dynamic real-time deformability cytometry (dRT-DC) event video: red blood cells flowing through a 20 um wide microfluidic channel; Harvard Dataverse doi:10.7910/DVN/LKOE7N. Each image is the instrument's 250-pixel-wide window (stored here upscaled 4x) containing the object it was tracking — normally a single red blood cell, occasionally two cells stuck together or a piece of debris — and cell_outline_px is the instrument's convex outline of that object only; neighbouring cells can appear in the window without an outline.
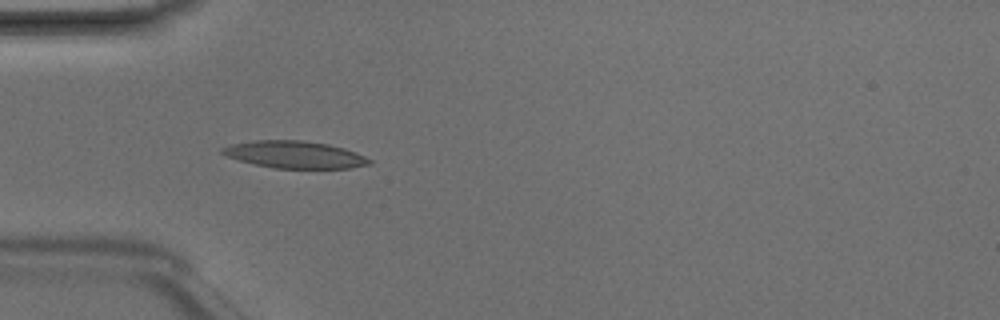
{"species": "Egyptian fruit bat (a non-hibernating species)", "species_latin": "Rousettus aegyptiacus", "temperature_condition": "room temperature", "stored_images_in_passage": 7, "camera_frame_rate_fps": 3000, "um_per_image_px": 0.085, "animal": {"sex": "male"}, "frame": {"image": 1, "passage_image": 5, "time_ms": 1.333, "image_size_px": [1000, 320], "cell_outline_px": [[372, 164], [348, 168], [276, 168], [256, 164], [240, 160], [228, 156], [220, 152], [220, 148], [232, 144], [256, 140], [304, 140], [328, 144], [344, 148], [356, 152], [372, 160]], "centroid_in_image_um": [25.08, 13.13], "position_along_channel_um": 59.9, "area_um2": 23.12}}